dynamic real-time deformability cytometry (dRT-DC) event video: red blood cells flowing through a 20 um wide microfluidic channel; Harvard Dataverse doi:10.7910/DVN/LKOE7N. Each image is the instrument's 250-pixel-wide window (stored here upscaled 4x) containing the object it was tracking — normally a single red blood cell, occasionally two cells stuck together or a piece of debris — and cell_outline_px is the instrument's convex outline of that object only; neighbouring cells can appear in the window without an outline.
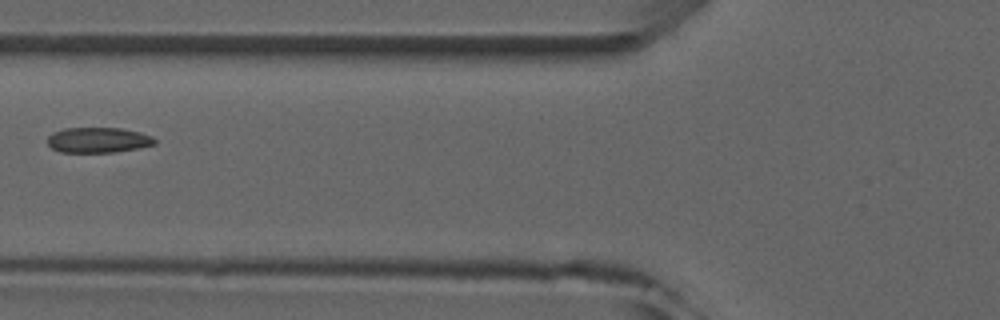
{"species": "common noctule bat (a hibernating species)", "species_latin": "Nyctalus noctula", "temperature_condition": "room temperature", "stored_images_in_passage": 6, "camera_frame_rate_fps": 3000, "um_per_image_px": 0.085, "animal": {"sex": "male", "forearm_length_mm": 52.5}, "frame": {"image": 1, "passage_image": 6, "time_ms": 5.667, "image_size_px": [1000, 320], "cell_outline_px": [[156, 144], [140, 148], [116, 152], [60, 152], [52, 148], [48, 144], [48, 136], [52, 132], [64, 128], [120, 128], [140, 132], [152, 136], [156, 140]], "centroid_in_image_um": [8.36, 11.9], "position_along_channel_um": 117.4, "area_um2": 15.95}}